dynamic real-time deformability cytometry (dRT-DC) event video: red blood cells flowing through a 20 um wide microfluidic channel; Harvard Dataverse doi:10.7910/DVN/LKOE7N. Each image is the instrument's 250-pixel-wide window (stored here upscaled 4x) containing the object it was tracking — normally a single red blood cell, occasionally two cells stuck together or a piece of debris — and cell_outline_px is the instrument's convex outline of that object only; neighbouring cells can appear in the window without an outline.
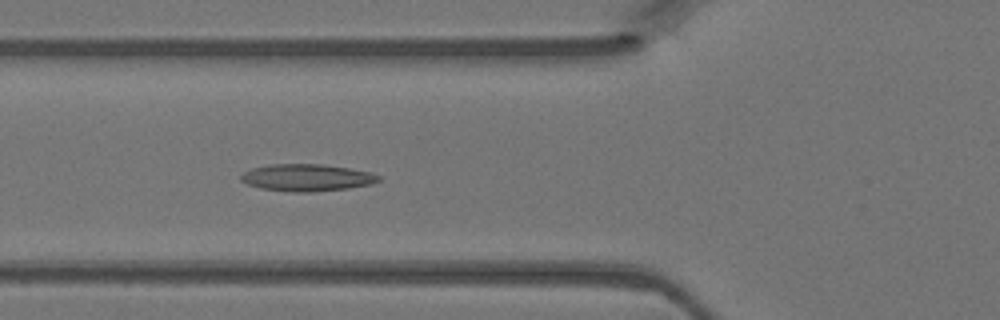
{"species": "Egyptian fruit bat (a non-hibernating species)", "species_latin": "Rousettus aegyptiacus", "temperature_condition": "warm", "stored_images_in_passage": 44, "camera_frame_rate_fps": 3000, "um_per_image_px": 0.085, "animal": {"sex": "female"}, "frame": {"image": 1, "passage_image": 14, "time_ms": 4.333, "image_size_px": [1000, 320], "cell_outline_px": [[380, 180], [372, 184], [348, 188], [312, 192], [292, 192], [260, 188], [248, 184], [240, 180], [240, 176], [244, 172], [252, 168], [268, 164], [324, 164], [372, 172], [380, 176]], "centroid_in_image_um": [26.09, 15.09], "position_along_channel_um": 99.7, "area_um2": 21.79}}
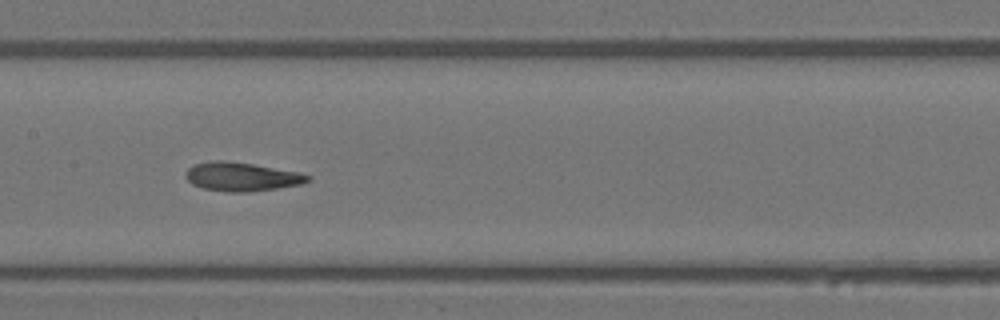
{"frame": {"image": 2, "passage_image": 20, "time_ms": 6.333, "image_size_px": [1000, 320], "cell_outline_px": [[312, 180], [300, 184], [252, 192], [228, 192], [204, 188], [192, 184], [184, 176], [184, 172], [192, 164], [216, 160], [224, 160], [252, 164], [296, 172], [312, 176]], "centroid_in_image_um": [20.5, 15.02], "position_along_channel_um": 186.9, "area_um2": 20.4}}
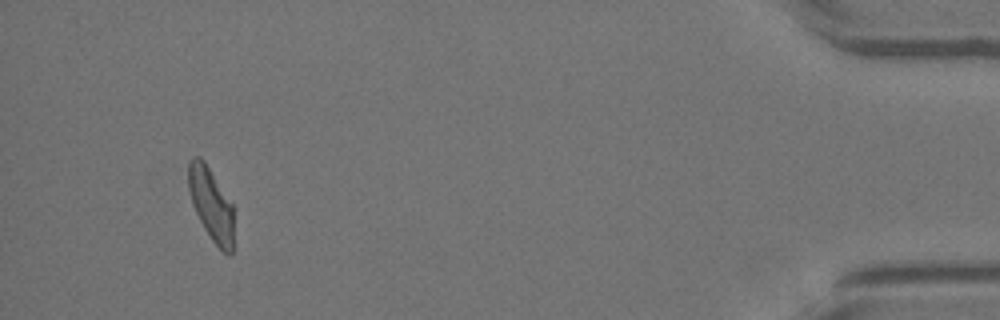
{"frame": {"image": 3, "passage_image": 41, "time_ms": 13.333, "image_size_px": [1000, 320], "cell_outline_px": [[232, 256], [228, 256], [212, 240], [204, 228], [192, 204], [188, 188], [188, 160], [192, 156], [200, 156], [204, 160], [232, 204]], "centroid_in_image_um": [17.91, 17.32], "position_along_channel_um": 417.3, "area_um2": 19.02}}